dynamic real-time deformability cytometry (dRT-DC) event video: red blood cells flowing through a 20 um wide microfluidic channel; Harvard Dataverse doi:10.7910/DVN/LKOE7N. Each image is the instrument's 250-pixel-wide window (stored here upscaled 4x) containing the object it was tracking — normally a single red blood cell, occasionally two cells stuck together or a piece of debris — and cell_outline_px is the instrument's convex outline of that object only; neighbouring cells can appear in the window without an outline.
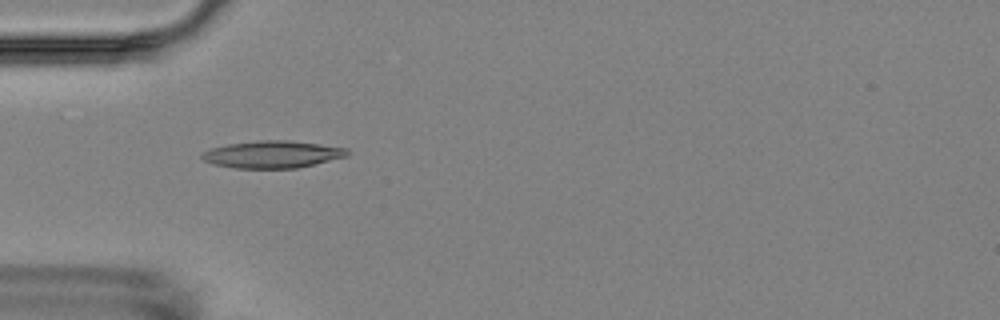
{"species": "Egyptian fruit bat (a non-hibernating species)", "species_latin": "Rousettus aegyptiacus", "temperature_condition": "room temperature", "stored_images_in_passage": 12, "camera_frame_rate_fps": 3000, "um_per_image_px": 0.085, "animal": {"sex": "female"}, "frame": {"image": 1, "passage_image": 1, "time_ms": 0.0, "image_size_px": [1000, 320], "cell_outline_px": [[348, 156], [296, 168], [236, 168], [212, 164], [204, 160], [200, 156], [200, 152], [212, 148], [228, 144], [260, 140], [288, 140], [320, 144], [348, 148]], "centroid_in_image_um": [23.13, 13.12], "position_along_channel_um": 61.9, "area_um2": 23.0}}
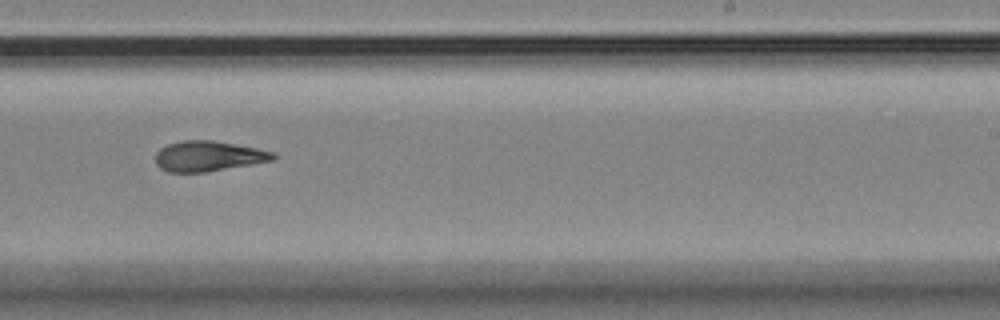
{"frame": {"image": 2, "passage_image": 6, "time_ms": 6.0, "image_size_px": [1000, 320], "cell_outline_px": [[276, 156], [272, 160], [252, 164], [208, 172], [168, 172], [160, 168], [156, 164], [156, 152], [160, 148], [168, 144], [184, 140], [212, 140], [256, 148], [276, 152]], "centroid_in_image_um": [17.69, 13.27], "position_along_channel_um": 271.3, "area_um2": 20.75}}
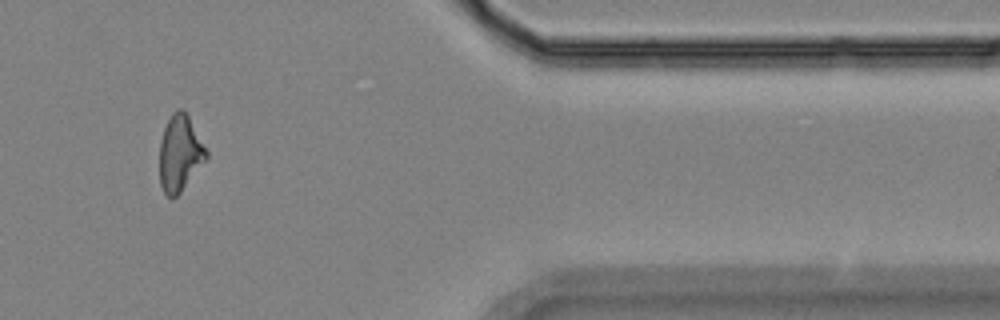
{"frame": {"image": 3, "passage_image": 10, "time_ms": 10.333, "image_size_px": [1000, 320], "cell_outline_px": [[208, 156], [180, 192], [172, 200], [164, 192], [160, 184], [160, 140], [164, 128], [172, 112], [176, 108], [184, 108], [208, 152]], "centroid_in_image_um": [15.27, 13.0], "position_along_channel_um": 396.1, "area_um2": 20.52}, "authors_computed_cell_mechanics": {"area_um2": 20.6346, "velocity_mm_per_s": 3.5131, "shape_relaxation_time_tau1_ms": 3.9844, "shape_relaxation_time_tau2_ms": 4.1644, "deformation_change_tau1": 0.124, "deformation_change_tau2": 0.1318}}